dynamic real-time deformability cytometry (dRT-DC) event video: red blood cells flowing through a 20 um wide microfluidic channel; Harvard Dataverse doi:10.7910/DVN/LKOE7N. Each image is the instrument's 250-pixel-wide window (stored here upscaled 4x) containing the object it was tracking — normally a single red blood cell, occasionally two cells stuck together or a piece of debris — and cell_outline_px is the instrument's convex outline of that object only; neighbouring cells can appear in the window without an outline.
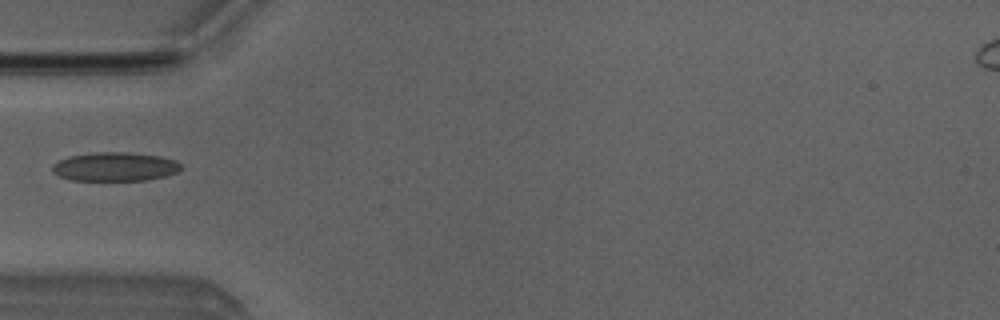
{"species": "Egyptian fruit bat (a non-hibernating species)", "species_latin": "Rousettus aegyptiacus", "temperature_condition": "room temperature", "stored_images_in_passage": 3, "camera_frame_rate_fps": 3000, "um_per_image_px": 0.085, "animal": {"sex": "male"}, "frame": {"image": 1, "passage_image": 3, "time_ms": 2.333, "image_size_px": [1000, 320], "cell_outline_px": [[180, 168], [176, 172], [164, 176], [144, 180], [68, 180], [52, 172], [52, 164], [56, 160], [68, 156], [96, 152], [128, 152], [160, 156], [176, 160], [180, 164]], "centroid_in_image_um": [9.71, 14.16], "position_along_channel_um": 75.3, "area_um2": 21.68}}